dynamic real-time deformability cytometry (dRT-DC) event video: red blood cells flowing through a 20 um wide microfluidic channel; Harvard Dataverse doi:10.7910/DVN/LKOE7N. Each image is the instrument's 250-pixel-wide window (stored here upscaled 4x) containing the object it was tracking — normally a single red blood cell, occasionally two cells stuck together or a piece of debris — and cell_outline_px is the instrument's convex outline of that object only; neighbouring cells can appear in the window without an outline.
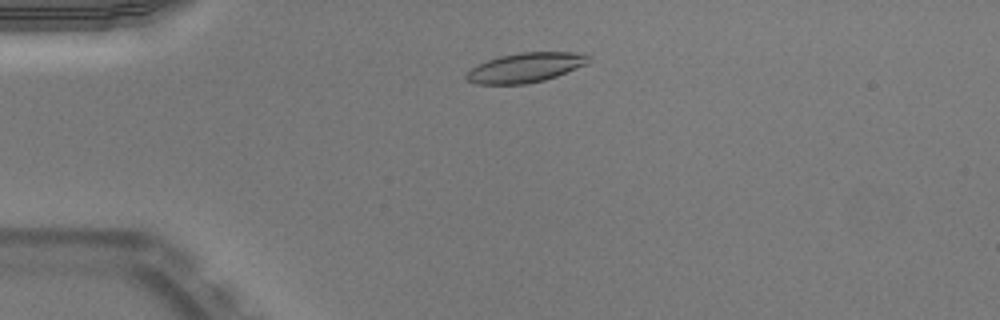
{"species": "Egyptian fruit bat (a non-hibernating species)", "species_latin": "Rousettus aegyptiacus", "temperature_condition": "warm", "stored_images_in_passage": 46, "camera_frame_rate_fps": 3000, "um_per_image_px": 0.085, "animal": {"sex": "male"}, "frame": {"image": 1, "passage_image": 7, "time_ms": 2.0, "image_size_px": [1000, 320], "cell_outline_px": [[588, 64], [556, 76], [544, 80], [524, 84], [476, 84], [464, 80], [464, 76], [476, 64], [500, 56], [520, 52], [584, 52], [588, 56]], "centroid_in_image_um": [44.64, 5.74], "position_along_channel_um": 40.4, "area_um2": 21.15}}
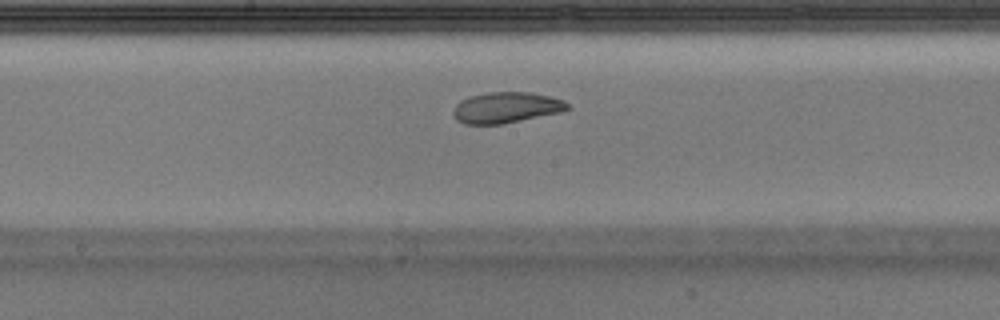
{"frame": {"image": 2, "passage_image": 22, "time_ms": 7.0, "image_size_px": [1000, 320], "cell_outline_px": [[568, 108], [560, 112], [504, 124], [464, 124], [456, 120], [452, 112], [452, 108], [460, 100], [472, 96], [488, 92], [532, 92], [564, 100], [568, 104]], "centroid_in_image_um": [42.98, 9.15], "position_along_channel_um": 205.2, "area_um2": 20.58}}
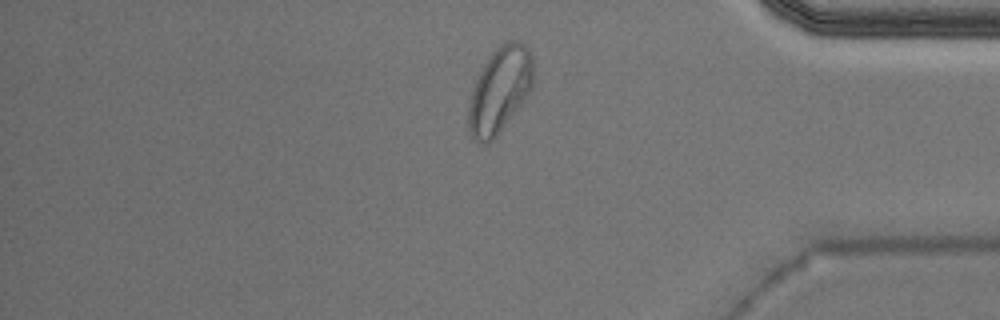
{"frame": {"image": 3, "passage_image": 38, "time_ms": 12.333, "image_size_px": [1000, 320], "cell_outline_px": [[532, 88], [496, 136], [488, 144], [480, 144], [472, 140], [468, 128], [468, 104], [476, 80], [484, 64], [492, 52], [500, 44], [508, 40], [516, 40], [524, 44], [532, 52]], "centroid_in_image_um": [42.45, 7.65], "position_along_channel_um": 392.8, "area_um2": 32.08}, "authors_computed_cell_mechanics": {"area_um2": 21.2704, "velocity_mm_per_s": 3.9276, "shape_relaxation_time_tau1_ms": 5.0443, "shape_relaxation_time_tau2_ms": 2.5996, "deformation_change_tau1": 0.1991, "deformation_change_tau2": 0.0829}}